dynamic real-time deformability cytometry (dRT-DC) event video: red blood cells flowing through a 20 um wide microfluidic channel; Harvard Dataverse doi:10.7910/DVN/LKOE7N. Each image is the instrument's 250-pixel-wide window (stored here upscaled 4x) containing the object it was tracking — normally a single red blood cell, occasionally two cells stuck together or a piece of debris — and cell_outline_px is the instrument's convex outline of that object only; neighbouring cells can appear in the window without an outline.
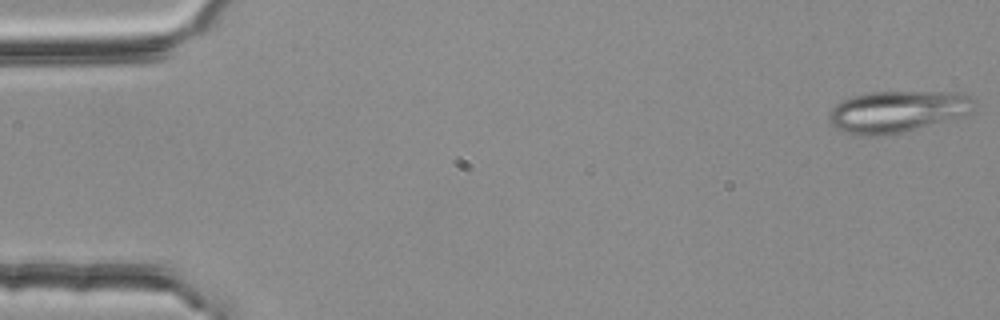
{"species": "common noctule bat (a hibernating species)", "species_latin": "Nyctalus noctula", "temperature_condition": "room temperature", "stored_images_in_passage": 55, "segment_of_instrument_passage": [1, 3], "camera_frame_rate_fps": 3000, "um_per_image_px": 0.085, "animal": {"sex": "female", "body_mass_g": 25.1}, "frame": {"image": 1, "passage_image": 1, "time_ms": 0.0, "image_size_px": [1000, 320], "cell_outline_px": [[980, 104], [972, 112], [904, 132], [884, 136], [856, 136], [836, 128], [828, 120], [828, 112], [840, 100], [852, 96], [868, 92], [956, 92], [972, 96]], "centroid_in_image_um": [76.27, 9.47], "position_along_channel_um": 8.7, "area_um2": 35.6}}